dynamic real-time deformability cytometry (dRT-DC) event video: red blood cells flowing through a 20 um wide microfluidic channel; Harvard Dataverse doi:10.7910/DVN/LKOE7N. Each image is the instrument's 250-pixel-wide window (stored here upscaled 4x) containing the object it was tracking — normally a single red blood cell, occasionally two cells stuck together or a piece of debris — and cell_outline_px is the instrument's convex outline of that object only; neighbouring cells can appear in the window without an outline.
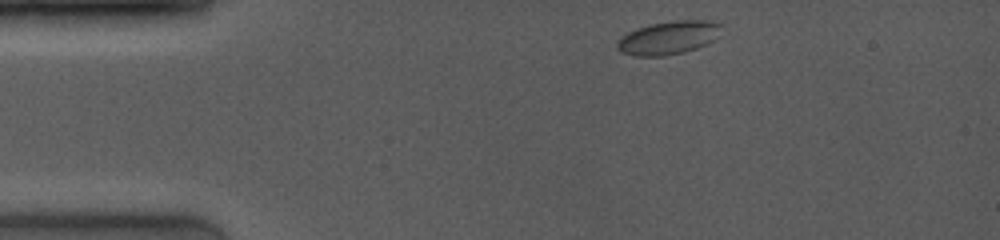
{"species": "common noctule bat (a hibernating species)", "species_latin": "Nyctalus noctula", "temperature_condition": "room temperature", "stored_images_in_passage": 3, "camera_frame_rate_fps": 4000, "um_per_image_px": 0.085, "animal": {"sex": "female", "body_mass_g": 19.0, "forearm_length_mm": 53.3}, "frame": {"image": 1, "passage_image": 1, "time_ms": 0.0, "image_size_px": [1000, 240], "cell_outline_px": [[720, 36], [708, 44], [684, 52], [664, 56], [636, 56], [620, 52], [616, 48], [616, 44], [628, 32], [636, 28], [648, 24], [676, 20], [712, 20], [720, 24]], "centroid_in_image_um": [56.85, 3.2], "position_along_channel_um": 28.2, "area_um2": 20.4}}